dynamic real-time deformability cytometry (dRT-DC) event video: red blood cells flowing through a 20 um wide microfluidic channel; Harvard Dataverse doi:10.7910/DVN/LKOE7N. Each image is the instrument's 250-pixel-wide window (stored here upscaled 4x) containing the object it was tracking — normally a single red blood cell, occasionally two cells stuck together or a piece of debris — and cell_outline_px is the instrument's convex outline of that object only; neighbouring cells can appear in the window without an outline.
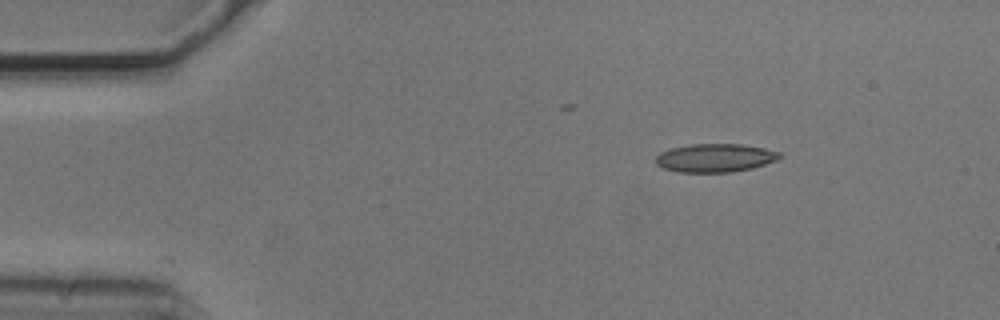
{"species": "common noctule bat (a hibernating species)", "species_latin": "Nyctalus noctula", "temperature_condition": "cold", "stored_images_in_passage": 47, "camera_frame_rate_fps": 3000, "um_per_image_px": 0.085, "animal": {"sex": "male", "body_mass_g": 20.5, "forearm_length_mm": 52.5}, "frame": {"image": 1, "passage_image": 1, "time_ms": 0.0, "image_size_px": [1000, 320], "cell_outline_px": [[784, 156], [776, 160], [752, 168], [732, 172], [680, 172], [664, 168], [656, 164], [656, 156], [660, 152], [672, 148], [692, 144], [740, 144], [764, 148], [780, 152]], "centroid_in_image_um": [60.8, 13.42], "position_along_channel_um": 24.2, "area_um2": 20.4}}
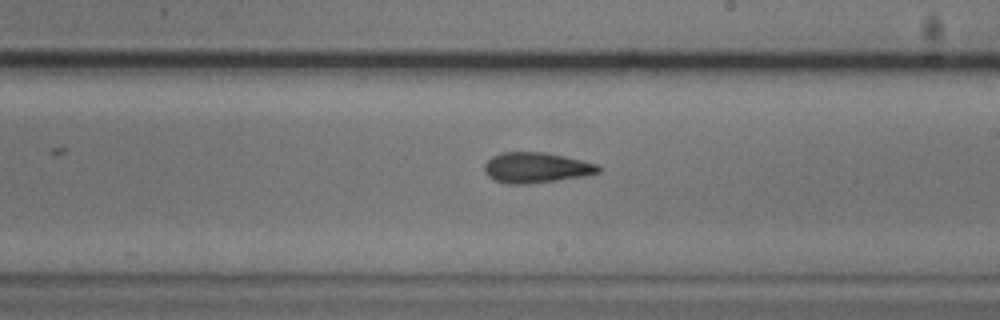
{"frame": {"image": 2, "passage_image": 24, "time_ms": 7.667, "image_size_px": [1000, 320], "cell_outline_px": [[604, 168], [600, 172], [584, 176], [532, 184], [508, 184], [492, 180], [484, 172], [484, 164], [492, 156], [500, 152], [544, 152], [564, 156], [600, 164]], "centroid_in_image_um": [45.59, 14.26], "position_along_channel_um": 243.4, "area_um2": 20.63}}
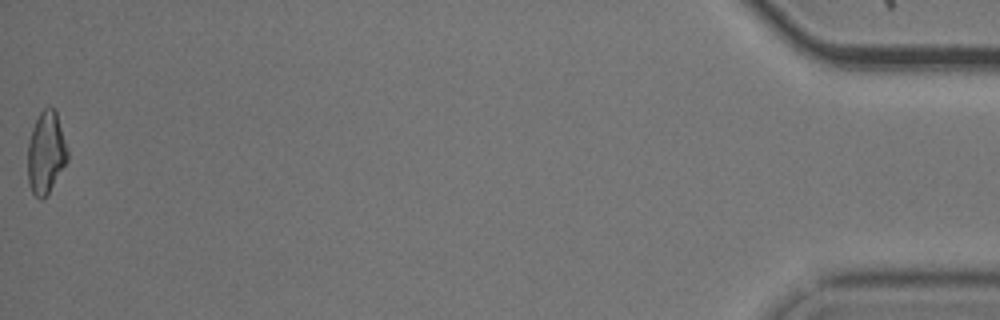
{"frame": {"image": 3, "passage_image": 47, "time_ms": 15.333, "image_size_px": [1000, 320], "cell_outline_px": [[68, 160], [48, 192], [40, 200], [32, 192], [28, 184], [28, 144], [32, 128], [40, 112], [44, 108], [52, 108], [56, 112], [68, 148]], "centroid_in_image_um": [3.91, 12.97], "position_along_channel_um": 431.3, "area_um2": 18.79}, "authors_computed_cell_mechanics": {"area_um2": 20.0566, "velocity_mm_per_s": 3.7386, "shape_relaxation_time_tau1_ms": 4.9278, "shape_relaxation_time_tau2_ms": 3.0654, "deformation_change_tau1": 0.1206, "deformation_change_tau2": 0.1042}}